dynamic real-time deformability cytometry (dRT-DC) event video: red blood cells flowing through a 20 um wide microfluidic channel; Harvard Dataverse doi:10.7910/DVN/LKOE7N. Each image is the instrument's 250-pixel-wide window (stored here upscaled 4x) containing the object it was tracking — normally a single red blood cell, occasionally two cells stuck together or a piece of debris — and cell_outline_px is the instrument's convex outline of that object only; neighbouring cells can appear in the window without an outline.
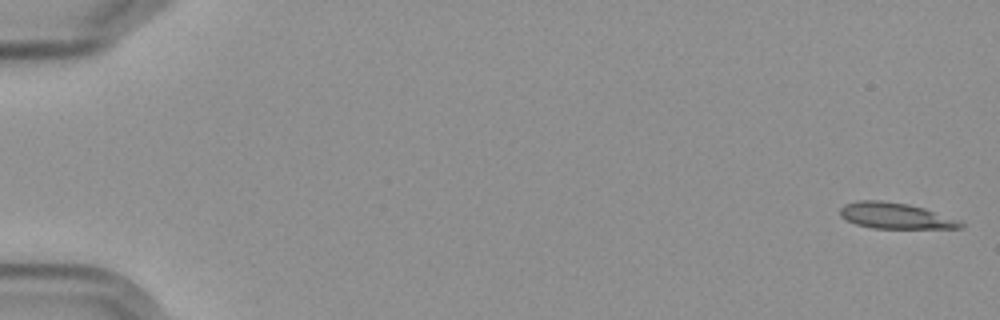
{"species": "Egyptian fruit bat (a non-hibernating species)", "species_latin": "Rousettus aegyptiacus", "temperature_condition": "cold", "stored_images_in_passage": 5, "camera_frame_rate_fps": 3000, "um_per_image_px": 0.085, "frame": {"image": 1, "passage_image": 1, "time_ms": 0.0, "image_size_px": [1000, 320], "cell_outline_px": [[964, 228], [872, 228], [856, 224], [840, 216], [840, 208], [844, 204], [860, 200], [880, 200], [908, 204], [924, 208], [960, 220], [964, 224]], "centroid_in_image_um": [76.11, 18.34], "position_along_channel_um": 8.9, "area_um2": 18.15}}
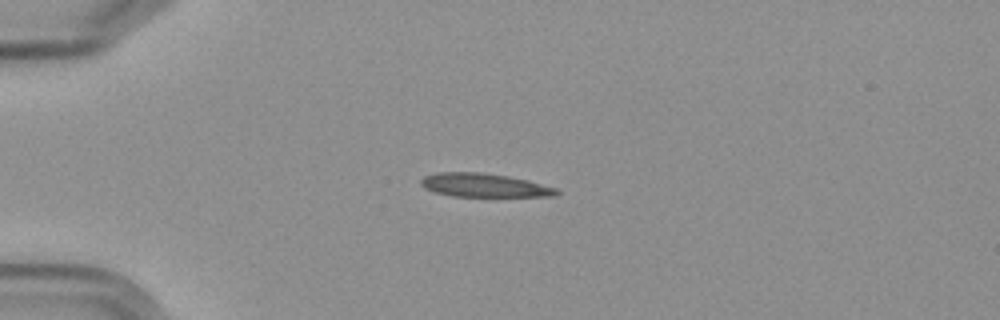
{"frame": {"image": 2, "passage_image": 5, "time_ms": 4.667, "image_size_px": [1000, 320], "cell_outline_px": [[560, 192], [556, 196], [452, 196], [432, 192], [424, 188], [420, 184], [420, 180], [424, 176], [436, 172], [480, 172], [508, 176], [528, 180], [556, 188]], "centroid_in_image_um": [41.11, 15.74], "position_along_channel_um": 43.9, "area_um2": 18.73}}